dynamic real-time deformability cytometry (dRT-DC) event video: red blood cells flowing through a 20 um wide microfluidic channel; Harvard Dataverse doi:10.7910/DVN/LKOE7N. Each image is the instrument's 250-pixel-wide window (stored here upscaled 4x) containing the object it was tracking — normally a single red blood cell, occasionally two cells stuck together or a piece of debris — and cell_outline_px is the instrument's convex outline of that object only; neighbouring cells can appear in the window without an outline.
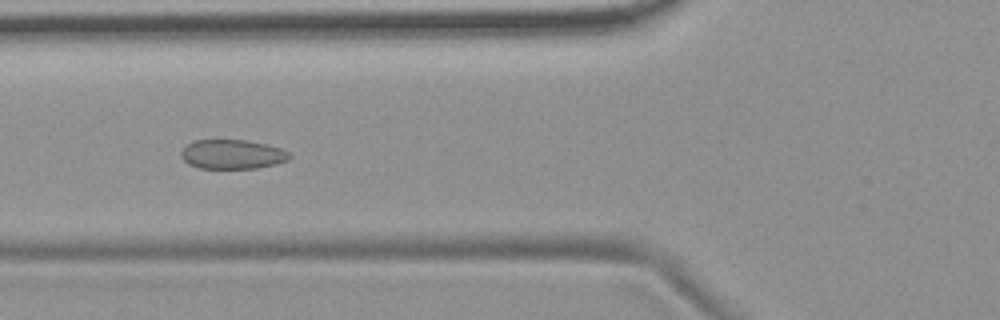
{"species": "common noctule bat (a hibernating species)", "species_latin": "Nyctalus noctula", "temperature_condition": "room temperature", "stored_images_in_passage": 54, "camera_frame_rate_fps": 3000, "um_per_image_px": 0.085, "animal": {"sex": "female", "body_mass_g": 19.9}, "frame": {"image": 1, "passage_image": 20, "time_ms": 6.333, "image_size_px": [1000, 320], "cell_outline_px": [[292, 156], [288, 160], [276, 164], [256, 168], [200, 168], [188, 164], [180, 156], [180, 152], [192, 140], [248, 140], [280, 148], [288, 152]], "centroid_in_image_um": [19.73, 13.11], "position_along_channel_um": 106.1, "area_um2": 18.5}}
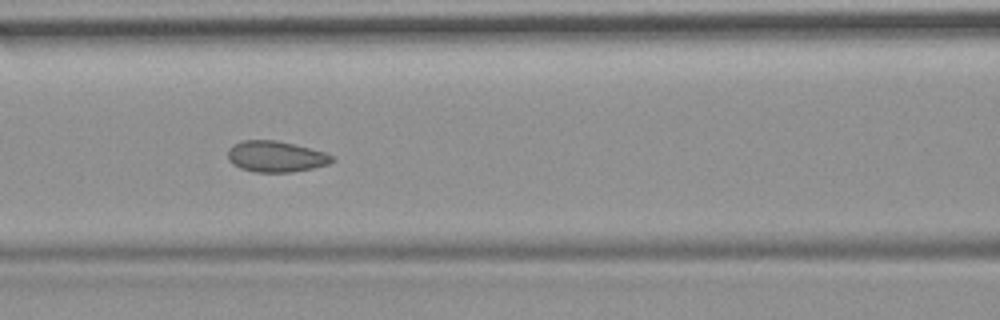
{"frame": {"image": 2, "passage_image": 23, "time_ms": 7.333, "image_size_px": [1000, 320], "cell_outline_px": [[336, 160], [328, 164], [312, 168], [292, 172], [256, 172], [240, 168], [232, 164], [228, 160], [228, 148], [232, 144], [244, 140], [276, 140], [324, 152], [332, 156]], "centroid_in_image_um": [23.41, 13.31], "position_along_channel_um": 143.2, "area_um2": 18.79}}
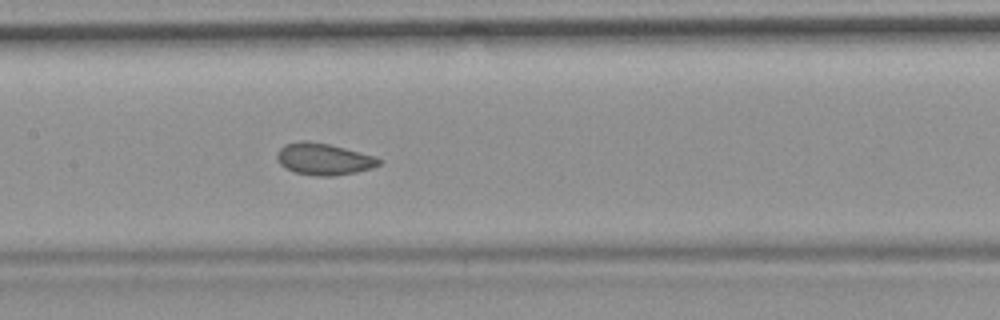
{"frame": {"image": 3, "passage_image": 26, "time_ms": 8.333, "image_size_px": [1000, 320], "cell_outline_px": [[384, 160], [380, 164], [372, 168], [356, 172], [332, 176], [316, 176], [296, 172], [284, 168], [276, 160], [276, 152], [284, 144], [300, 140], [308, 140], [328, 144], [376, 156]], "centroid_in_image_um": [27.5, 13.51], "position_along_channel_um": 179.9, "area_um2": 19.07}, "authors_computed_cell_mechanics": {"area_um2": 19.4497, "velocity_mm_per_s": 3.6887, "shape_relaxation_time_tau1_ms": null, "shape_relaxation_time_tau2_ms": 1.6941, "deformation_change_tau1": null, "deformation_change_tau2": 0.0472}}